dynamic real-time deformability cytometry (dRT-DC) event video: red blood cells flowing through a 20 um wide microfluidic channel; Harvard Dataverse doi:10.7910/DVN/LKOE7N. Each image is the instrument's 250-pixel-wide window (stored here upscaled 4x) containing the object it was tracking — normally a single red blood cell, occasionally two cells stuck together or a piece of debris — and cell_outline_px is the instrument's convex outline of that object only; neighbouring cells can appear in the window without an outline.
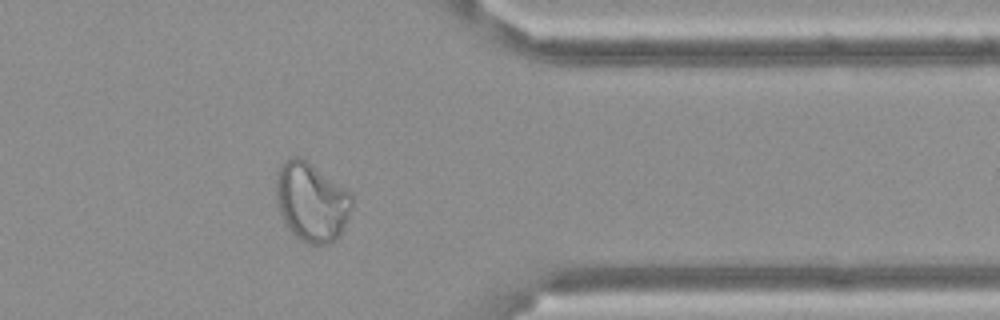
{"species": "Egyptian fruit bat (a non-hibernating species)", "species_latin": "Rousettus aegyptiacus", "temperature_condition": "cold", "stored_images_in_passage": 13, "camera_frame_rate_fps": 3000, "um_per_image_px": 0.085, "frame": {"image": 1, "passage_image": 13, "time_ms": 4.0, "image_size_px": [1000, 320], "cell_outline_px": [[352, 208], [348, 220], [344, 228], [336, 240], [328, 244], [308, 244], [300, 240], [284, 224], [280, 216], [276, 200], [276, 172], [280, 164], [292, 156], [300, 156], [308, 160], [352, 192]], "centroid_in_image_um": [26.48, 17.14], "position_along_channel_um": 384.9, "area_um2": 35.78}}